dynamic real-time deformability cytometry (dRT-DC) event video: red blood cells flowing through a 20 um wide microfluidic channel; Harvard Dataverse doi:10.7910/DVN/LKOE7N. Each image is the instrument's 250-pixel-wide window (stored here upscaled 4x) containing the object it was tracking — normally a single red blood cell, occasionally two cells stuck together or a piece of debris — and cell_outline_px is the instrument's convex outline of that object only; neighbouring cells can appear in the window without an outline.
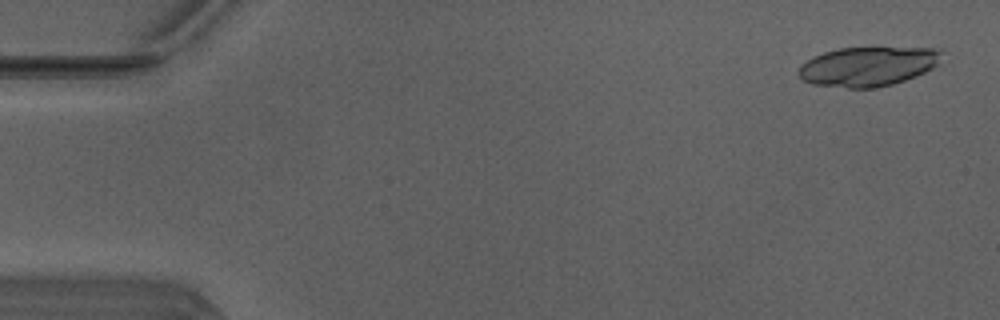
{"species": "Egyptian fruit bat (a non-hibernating species)", "species_latin": "Rousettus aegyptiacus", "temperature_condition": "warm", "stored_images_in_passage": 17, "camera_frame_rate_fps": 3000, "um_per_image_px": 0.085, "animal": {"sex": "male"}, "frame": {"image": 1, "passage_image": 2, "time_ms": 0.333, "image_size_px": [1000, 320], "cell_outline_px": [[944, 52], [940, 64], [924, 72], [904, 80], [892, 84], [872, 88], [848, 88], [812, 84], [800, 80], [796, 72], [800, 64], [812, 56], [824, 52], [840, 48], [932, 48]], "centroid_in_image_um": [73.72, 5.65], "position_along_channel_um": 11.3, "area_um2": 33.12}}